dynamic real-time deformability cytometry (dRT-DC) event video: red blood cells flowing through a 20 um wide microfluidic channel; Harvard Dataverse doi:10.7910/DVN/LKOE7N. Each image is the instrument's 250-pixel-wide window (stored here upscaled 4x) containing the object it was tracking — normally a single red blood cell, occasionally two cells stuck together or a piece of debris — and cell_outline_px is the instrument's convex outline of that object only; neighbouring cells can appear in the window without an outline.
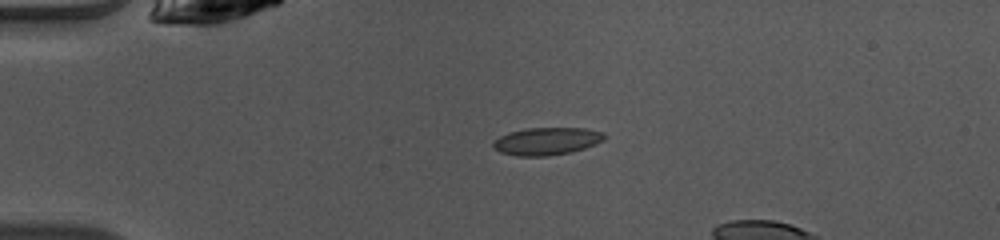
{"species": "common noctule bat (a hibernating species)", "species_latin": "Nyctalus noctula", "temperature_condition": "warm", "stored_images_in_passage": 33, "camera_frame_rate_fps": 3000, "um_per_image_px": 0.085, "animal": {"sex": "female", "body_mass_g": 10.0, "forearm_length_mm": 53.1}, "frame": {"image": 1, "passage_image": 1, "time_ms": 0.0, "image_size_px": [1000, 240], "cell_outline_px": [[604, 140], [596, 144], [572, 152], [548, 156], [516, 156], [500, 152], [492, 148], [492, 140], [508, 132], [524, 128], [584, 128], [604, 132]], "centroid_in_image_um": [46.42, 12.0], "position_along_channel_um": 38.6, "area_um2": 18.09}}
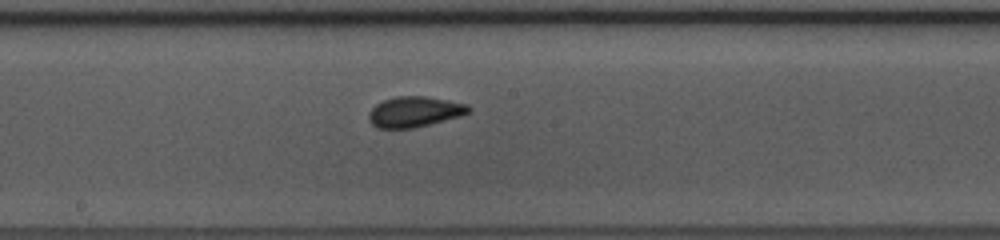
{"frame": {"image": 2, "passage_image": 16, "time_ms": 5.0, "image_size_px": [1000, 240], "cell_outline_px": [[472, 108], [468, 112], [460, 116], [412, 128], [376, 128], [368, 120], [368, 112], [376, 104], [384, 100], [396, 96], [424, 96], [448, 100], [468, 104]], "centroid_in_image_um": [35.21, 9.49], "position_along_channel_um": 213.0, "area_um2": 17.69}}
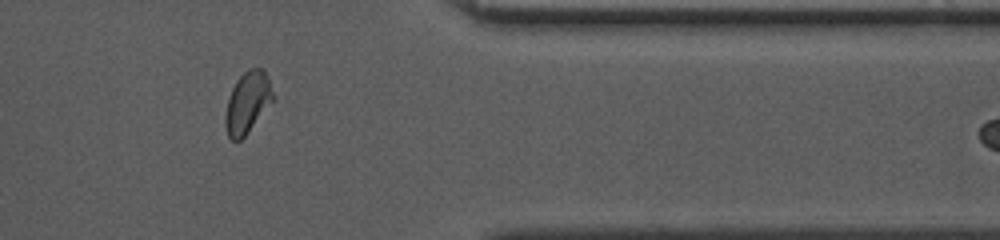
{"frame": {"image": 3, "passage_image": 30, "time_ms": 9.667, "image_size_px": [1000, 240], "cell_outline_px": [[276, 96], [248, 132], [240, 140], [232, 140], [228, 136], [224, 124], [224, 116], [228, 96], [236, 80], [248, 68], [264, 68], [268, 76]], "centroid_in_image_um": [21.04, 8.68], "position_along_channel_um": 390.4, "area_um2": 17.28}}